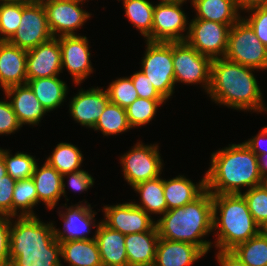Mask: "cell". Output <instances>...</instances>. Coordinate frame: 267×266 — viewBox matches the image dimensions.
Here are the masks:
<instances>
[{
  "label": "cell",
  "instance_id": "25",
  "mask_svg": "<svg viewBox=\"0 0 267 266\" xmlns=\"http://www.w3.org/2000/svg\"><path fill=\"white\" fill-rule=\"evenodd\" d=\"M163 188L168 211L197 199L206 190L205 176L195 184L180 174L172 179H163Z\"/></svg>",
  "mask_w": 267,
  "mask_h": 266
},
{
  "label": "cell",
  "instance_id": "42",
  "mask_svg": "<svg viewBox=\"0 0 267 266\" xmlns=\"http://www.w3.org/2000/svg\"><path fill=\"white\" fill-rule=\"evenodd\" d=\"M21 127L22 125L7 98L0 100V135H11Z\"/></svg>",
  "mask_w": 267,
  "mask_h": 266
},
{
  "label": "cell",
  "instance_id": "13",
  "mask_svg": "<svg viewBox=\"0 0 267 266\" xmlns=\"http://www.w3.org/2000/svg\"><path fill=\"white\" fill-rule=\"evenodd\" d=\"M87 0H60L44 4L47 22L53 37L77 35V29L91 17V13L82 8Z\"/></svg>",
  "mask_w": 267,
  "mask_h": 266
},
{
  "label": "cell",
  "instance_id": "5",
  "mask_svg": "<svg viewBox=\"0 0 267 266\" xmlns=\"http://www.w3.org/2000/svg\"><path fill=\"white\" fill-rule=\"evenodd\" d=\"M212 200L216 250L231 251L262 230L242 194H212Z\"/></svg>",
  "mask_w": 267,
  "mask_h": 266
},
{
  "label": "cell",
  "instance_id": "49",
  "mask_svg": "<svg viewBox=\"0 0 267 266\" xmlns=\"http://www.w3.org/2000/svg\"><path fill=\"white\" fill-rule=\"evenodd\" d=\"M235 2L241 13L254 7L267 6V0H235Z\"/></svg>",
  "mask_w": 267,
  "mask_h": 266
},
{
  "label": "cell",
  "instance_id": "52",
  "mask_svg": "<svg viewBox=\"0 0 267 266\" xmlns=\"http://www.w3.org/2000/svg\"><path fill=\"white\" fill-rule=\"evenodd\" d=\"M0 1H13V2H24V3L33 2V0H0Z\"/></svg>",
  "mask_w": 267,
  "mask_h": 266
},
{
  "label": "cell",
  "instance_id": "54",
  "mask_svg": "<svg viewBox=\"0 0 267 266\" xmlns=\"http://www.w3.org/2000/svg\"><path fill=\"white\" fill-rule=\"evenodd\" d=\"M262 184L265 186V188L267 189V177L263 179Z\"/></svg>",
  "mask_w": 267,
  "mask_h": 266
},
{
  "label": "cell",
  "instance_id": "1",
  "mask_svg": "<svg viewBox=\"0 0 267 266\" xmlns=\"http://www.w3.org/2000/svg\"><path fill=\"white\" fill-rule=\"evenodd\" d=\"M254 68L222 57L211 62L209 97L217 105L239 111L267 112Z\"/></svg>",
  "mask_w": 267,
  "mask_h": 266
},
{
  "label": "cell",
  "instance_id": "10",
  "mask_svg": "<svg viewBox=\"0 0 267 266\" xmlns=\"http://www.w3.org/2000/svg\"><path fill=\"white\" fill-rule=\"evenodd\" d=\"M231 26L210 20L191 19L186 42L211 60L224 57Z\"/></svg>",
  "mask_w": 267,
  "mask_h": 266
},
{
  "label": "cell",
  "instance_id": "35",
  "mask_svg": "<svg viewBox=\"0 0 267 266\" xmlns=\"http://www.w3.org/2000/svg\"><path fill=\"white\" fill-rule=\"evenodd\" d=\"M166 101V99L138 97L125 109L130 127L133 129L150 123L155 118L159 106L161 107Z\"/></svg>",
  "mask_w": 267,
  "mask_h": 266
},
{
  "label": "cell",
  "instance_id": "9",
  "mask_svg": "<svg viewBox=\"0 0 267 266\" xmlns=\"http://www.w3.org/2000/svg\"><path fill=\"white\" fill-rule=\"evenodd\" d=\"M158 144H143L140 140L119 160L127 183L135 185L160 176L163 171V160Z\"/></svg>",
  "mask_w": 267,
  "mask_h": 266
},
{
  "label": "cell",
  "instance_id": "56",
  "mask_svg": "<svg viewBox=\"0 0 267 266\" xmlns=\"http://www.w3.org/2000/svg\"><path fill=\"white\" fill-rule=\"evenodd\" d=\"M137 266H155L154 264H148V265H137Z\"/></svg>",
  "mask_w": 267,
  "mask_h": 266
},
{
  "label": "cell",
  "instance_id": "53",
  "mask_svg": "<svg viewBox=\"0 0 267 266\" xmlns=\"http://www.w3.org/2000/svg\"><path fill=\"white\" fill-rule=\"evenodd\" d=\"M178 0H159V3H172Z\"/></svg>",
  "mask_w": 267,
  "mask_h": 266
},
{
  "label": "cell",
  "instance_id": "14",
  "mask_svg": "<svg viewBox=\"0 0 267 266\" xmlns=\"http://www.w3.org/2000/svg\"><path fill=\"white\" fill-rule=\"evenodd\" d=\"M61 48L62 71L69 72L73 83L77 86L93 74L90 60L89 40L83 35H64L58 37ZM83 81V82H82Z\"/></svg>",
  "mask_w": 267,
  "mask_h": 266
},
{
  "label": "cell",
  "instance_id": "46",
  "mask_svg": "<svg viewBox=\"0 0 267 266\" xmlns=\"http://www.w3.org/2000/svg\"><path fill=\"white\" fill-rule=\"evenodd\" d=\"M216 260L220 266H246L233 252L218 250Z\"/></svg>",
  "mask_w": 267,
  "mask_h": 266
},
{
  "label": "cell",
  "instance_id": "50",
  "mask_svg": "<svg viewBox=\"0 0 267 266\" xmlns=\"http://www.w3.org/2000/svg\"><path fill=\"white\" fill-rule=\"evenodd\" d=\"M7 174V169L3 160V155L0 153V180Z\"/></svg>",
  "mask_w": 267,
  "mask_h": 266
},
{
  "label": "cell",
  "instance_id": "28",
  "mask_svg": "<svg viewBox=\"0 0 267 266\" xmlns=\"http://www.w3.org/2000/svg\"><path fill=\"white\" fill-rule=\"evenodd\" d=\"M60 247L61 259L69 266H103L95 239L64 241Z\"/></svg>",
  "mask_w": 267,
  "mask_h": 266
},
{
  "label": "cell",
  "instance_id": "48",
  "mask_svg": "<svg viewBox=\"0 0 267 266\" xmlns=\"http://www.w3.org/2000/svg\"><path fill=\"white\" fill-rule=\"evenodd\" d=\"M258 158L259 172L262 178L267 177V149H251Z\"/></svg>",
  "mask_w": 267,
  "mask_h": 266
},
{
  "label": "cell",
  "instance_id": "36",
  "mask_svg": "<svg viewBox=\"0 0 267 266\" xmlns=\"http://www.w3.org/2000/svg\"><path fill=\"white\" fill-rule=\"evenodd\" d=\"M0 153L3 155V160L5 167L7 169V174H9L15 180H22L31 178L35 165L37 163L36 156L24 152H17L10 154V150L2 149L0 147Z\"/></svg>",
  "mask_w": 267,
  "mask_h": 266
},
{
  "label": "cell",
  "instance_id": "11",
  "mask_svg": "<svg viewBox=\"0 0 267 266\" xmlns=\"http://www.w3.org/2000/svg\"><path fill=\"white\" fill-rule=\"evenodd\" d=\"M187 0L157 3L154 6L152 42L185 41L189 32L187 14L181 8ZM186 31V32H185ZM185 32V34H184Z\"/></svg>",
  "mask_w": 267,
  "mask_h": 266
},
{
  "label": "cell",
  "instance_id": "44",
  "mask_svg": "<svg viewBox=\"0 0 267 266\" xmlns=\"http://www.w3.org/2000/svg\"><path fill=\"white\" fill-rule=\"evenodd\" d=\"M16 180L6 174L0 180V214L12 217V197Z\"/></svg>",
  "mask_w": 267,
  "mask_h": 266
},
{
  "label": "cell",
  "instance_id": "15",
  "mask_svg": "<svg viewBox=\"0 0 267 266\" xmlns=\"http://www.w3.org/2000/svg\"><path fill=\"white\" fill-rule=\"evenodd\" d=\"M64 205L63 207H65L66 211H58V215L63 221V230H59L54 226V234L57 241L61 243L70 240L95 239L96 234L93 237H89V234H91L92 228H98L100 222L97 223L94 219L97 212L92 210L91 204H87L86 201L83 204L80 201V203L78 202L69 207L66 203Z\"/></svg>",
  "mask_w": 267,
  "mask_h": 266
},
{
  "label": "cell",
  "instance_id": "57",
  "mask_svg": "<svg viewBox=\"0 0 267 266\" xmlns=\"http://www.w3.org/2000/svg\"><path fill=\"white\" fill-rule=\"evenodd\" d=\"M263 230L267 233V225L263 228Z\"/></svg>",
  "mask_w": 267,
  "mask_h": 266
},
{
  "label": "cell",
  "instance_id": "31",
  "mask_svg": "<svg viewBox=\"0 0 267 266\" xmlns=\"http://www.w3.org/2000/svg\"><path fill=\"white\" fill-rule=\"evenodd\" d=\"M246 266H267V233L257 235L231 250Z\"/></svg>",
  "mask_w": 267,
  "mask_h": 266
},
{
  "label": "cell",
  "instance_id": "39",
  "mask_svg": "<svg viewBox=\"0 0 267 266\" xmlns=\"http://www.w3.org/2000/svg\"><path fill=\"white\" fill-rule=\"evenodd\" d=\"M105 90L107 91L110 102L124 109L138 98L137 91L130 76L113 80Z\"/></svg>",
  "mask_w": 267,
  "mask_h": 266
},
{
  "label": "cell",
  "instance_id": "26",
  "mask_svg": "<svg viewBox=\"0 0 267 266\" xmlns=\"http://www.w3.org/2000/svg\"><path fill=\"white\" fill-rule=\"evenodd\" d=\"M194 19L210 20L233 26L242 16L235 0H190Z\"/></svg>",
  "mask_w": 267,
  "mask_h": 266
},
{
  "label": "cell",
  "instance_id": "47",
  "mask_svg": "<svg viewBox=\"0 0 267 266\" xmlns=\"http://www.w3.org/2000/svg\"><path fill=\"white\" fill-rule=\"evenodd\" d=\"M267 140V126L263 127L256 136L244 141L250 149H267L263 142ZM266 143V142H265Z\"/></svg>",
  "mask_w": 267,
  "mask_h": 266
},
{
  "label": "cell",
  "instance_id": "4",
  "mask_svg": "<svg viewBox=\"0 0 267 266\" xmlns=\"http://www.w3.org/2000/svg\"><path fill=\"white\" fill-rule=\"evenodd\" d=\"M155 225L159 238L191 243L207 254L213 247L203 239L213 232L212 194L205 190L193 202L166 211Z\"/></svg>",
  "mask_w": 267,
  "mask_h": 266
},
{
  "label": "cell",
  "instance_id": "34",
  "mask_svg": "<svg viewBox=\"0 0 267 266\" xmlns=\"http://www.w3.org/2000/svg\"><path fill=\"white\" fill-rule=\"evenodd\" d=\"M131 129L126 110L110 101L93 128L94 131L99 130L103 136L119 135Z\"/></svg>",
  "mask_w": 267,
  "mask_h": 266
},
{
  "label": "cell",
  "instance_id": "33",
  "mask_svg": "<svg viewBox=\"0 0 267 266\" xmlns=\"http://www.w3.org/2000/svg\"><path fill=\"white\" fill-rule=\"evenodd\" d=\"M83 160V154L76 145L60 142L45 161L50 166L54 167L61 175H64L81 170L80 167Z\"/></svg>",
  "mask_w": 267,
  "mask_h": 266
},
{
  "label": "cell",
  "instance_id": "30",
  "mask_svg": "<svg viewBox=\"0 0 267 266\" xmlns=\"http://www.w3.org/2000/svg\"><path fill=\"white\" fill-rule=\"evenodd\" d=\"M154 6L149 0H123L124 15L140 31L145 41L150 42H152Z\"/></svg>",
  "mask_w": 267,
  "mask_h": 266
},
{
  "label": "cell",
  "instance_id": "41",
  "mask_svg": "<svg viewBox=\"0 0 267 266\" xmlns=\"http://www.w3.org/2000/svg\"><path fill=\"white\" fill-rule=\"evenodd\" d=\"M67 177L68 180V186L72 191L75 192H84L90 189L94 185V179L92 175L88 173V171H84L82 168L81 170L75 171V172H70L62 175V196L65 197V199L68 201L66 197V182L65 178Z\"/></svg>",
  "mask_w": 267,
  "mask_h": 266
},
{
  "label": "cell",
  "instance_id": "23",
  "mask_svg": "<svg viewBox=\"0 0 267 266\" xmlns=\"http://www.w3.org/2000/svg\"><path fill=\"white\" fill-rule=\"evenodd\" d=\"M31 178L36 186L38 203L42 201L49 210L55 209L62 196V175L45 161L42 167L36 163Z\"/></svg>",
  "mask_w": 267,
  "mask_h": 266
},
{
  "label": "cell",
  "instance_id": "16",
  "mask_svg": "<svg viewBox=\"0 0 267 266\" xmlns=\"http://www.w3.org/2000/svg\"><path fill=\"white\" fill-rule=\"evenodd\" d=\"M104 210V211H103ZM102 222L111 229L124 235L150 231L155 226V220L133 202L106 205L103 207Z\"/></svg>",
  "mask_w": 267,
  "mask_h": 266
},
{
  "label": "cell",
  "instance_id": "21",
  "mask_svg": "<svg viewBox=\"0 0 267 266\" xmlns=\"http://www.w3.org/2000/svg\"><path fill=\"white\" fill-rule=\"evenodd\" d=\"M206 254L196 245L159 238L155 266H191Z\"/></svg>",
  "mask_w": 267,
  "mask_h": 266
},
{
  "label": "cell",
  "instance_id": "24",
  "mask_svg": "<svg viewBox=\"0 0 267 266\" xmlns=\"http://www.w3.org/2000/svg\"><path fill=\"white\" fill-rule=\"evenodd\" d=\"M158 240L156 225L150 231L125 235L128 266L154 264Z\"/></svg>",
  "mask_w": 267,
  "mask_h": 266
},
{
  "label": "cell",
  "instance_id": "51",
  "mask_svg": "<svg viewBox=\"0 0 267 266\" xmlns=\"http://www.w3.org/2000/svg\"><path fill=\"white\" fill-rule=\"evenodd\" d=\"M52 1H60V0H33V2L39 3V4H46L48 2H52Z\"/></svg>",
  "mask_w": 267,
  "mask_h": 266
},
{
  "label": "cell",
  "instance_id": "40",
  "mask_svg": "<svg viewBox=\"0 0 267 266\" xmlns=\"http://www.w3.org/2000/svg\"><path fill=\"white\" fill-rule=\"evenodd\" d=\"M249 16L242 18L254 30L261 43L267 47V6H258L245 11Z\"/></svg>",
  "mask_w": 267,
  "mask_h": 266
},
{
  "label": "cell",
  "instance_id": "8",
  "mask_svg": "<svg viewBox=\"0 0 267 266\" xmlns=\"http://www.w3.org/2000/svg\"><path fill=\"white\" fill-rule=\"evenodd\" d=\"M172 59L174 66L175 85H200L208 93L212 60L200 54L186 41L172 42Z\"/></svg>",
  "mask_w": 267,
  "mask_h": 266
},
{
  "label": "cell",
  "instance_id": "12",
  "mask_svg": "<svg viewBox=\"0 0 267 266\" xmlns=\"http://www.w3.org/2000/svg\"><path fill=\"white\" fill-rule=\"evenodd\" d=\"M52 37L44 6L36 2H23L19 28L8 42L28 51Z\"/></svg>",
  "mask_w": 267,
  "mask_h": 266
},
{
  "label": "cell",
  "instance_id": "19",
  "mask_svg": "<svg viewBox=\"0 0 267 266\" xmlns=\"http://www.w3.org/2000/svg\"><path fill=\"white\" fill-rule=\"evenodd\" d=\"M26 59V50L8 41H0V87L3 91L26 84Z\"/></svg>",
  "mask_w": 267,
  "mask_h": 266
},
{
  "label": "cell",
  "instance_id": "32",
  "mask_svg": "<svg viewBox=\"0 0 267 266\" xmlns=\"http://www.w3.org/2000/svg\"><path fill=\"white\" fill-rule=\"evenodd\" d=\"M37 205L38 195L33 179L16 180L12 197V217L37 216L33 211Z\"/></svg>",
  "mask_w": 267,
  "mask_h": 266
},
{
  "label": "cell",
  "instance_id": "27",
  "mask_svg": "<svg viewBox=\"0 0 267 266\" xmlns=\"http://www.w3.org/2000/svg\"><path fill=\"white\" fill-rule=\"evenodd\" d=\"M26 84L47 112L63 105L69 89L66 82L61 80L59 76L27 79Z\"/></svg>",
  "mask_w": 267,
  "mask_h": 266
},
{
  "label": "cell",
  "instance_id": "38",
  "mask_svg": "<svg viewBox=\"0 0 267 266\" xmlns=\"http://www.w3.org/2000/svg\"><path fill=\"white\" fill-rule=\"evenodd\" d=\"M241 194L255 222L263 229L267 225V189L261 184Z\"/></svg>",
  "mask_w": 267,
  "mask_h": 266
},
{
  "label": "cell",
  "instance_id": "2",
  "mask_svg": "<svg viewBox=\"0 0 267 266\" xmlns=\"http://www.w3.org/2000/svg\"><path fill=\"white\" fill-rule=\"evenodd\" d=\"M16 218L11 217L10 262L15 266H63L54 223L42 222L37 216Z\"/></svg>",
  "mask_w": 267,
  "mask_h": 266
},
{
  "label": "cell",
  "instance_id": "6",
  "mask_svg": "<svg viewBox=\"0 0 267 266\" xmlns=\"http://www.w3.org/2000/svg\"><path fill=\"white\" fill-rule=\"evenodd\" d=\"M224 58L257 71L267 70V47L242 17L231 26Z\"/></svg>",
  "mask_w": 267,
  "mask_h": 266
},
{
  "label": "cell",
  "instance_id": "29",
  "mask_svg": "<svg viewBox=\"0 0 267 266\" xmlns=\"http://www.w3.org/2000/svg\"><path fill=\"white\" fill-rule=\"evenodd\" d=\"M140 195V203L133 202L138 208L143 209L150 217L153 214L163 215L167 211L164 196L163 179L161 175L155 179L147 180L132 187Z\"/></svg>",
  "mask_w": 267,
  "mask_h": 266
},
{
  "label": "cell",
  "instance_id": "18",
  "mask_svg": "<svg viewBox=\"0 0 267 266\" xmlns=\"http://www.w3.org/2000/svg\"><path fill=\"white\" fill-rule=\"evenodd\" d=\"M109 101L105 89L92 87L89 90H83L80 88L69 101L70 116L81 126L93 129Z\"/></svg>",
  "mask_w": 267,
  "mask_h": 266
},
{
  "label": "cell",
  "instance_id": "17",
  "mask_svg": "<svg viewBox=\"0 0 267 266\" xmlns=\"http://www.w3.org/2000/svg\"><path fill=\"white\" fill-rule=\"evenodd\" d=\"M27 79L59 76L62 71L61 48L58 37L27 51Z\"/></svg>",
  "mask_w": 267,
  "mask_h": 266
},
{
  "label": "cell",
  "instance_id": "45",
  "mask_svg": "<svg viewBox=\"0 0 267 266\" xmlns=\"http://www.w3.org/2000/svg\"><path fill=\"white\" fill-rule=\"evenodd\" d=\"M11 216L0 214V265L10 262L9 238Z\"/></svg>",
  "mask_w": 267,
  "mask_h": 266
},
{
  "label": "cell",
  "instance_id": "55",
  "mask_svg": "<svg viewBox=\"0 0 267 266\" xmlns=\"http://www.w3.org/2000/svg\"><path fill=\"white\" fill-rule=\"evenodd\" d=\"M0 266H15L12 262L6 263V264H2Z\"/></svg>",
  "mask_w": 267,
  "mask_h": 266
},
{
  "label": "cell",
  "instance_id": "43",
  "mask_svg": "<svg viewBox=\"0 0 267 266\" xmlns=\"http://www.w3.org/2000/svg\"><path fill=\"white\" fill-rule=\"evenodd\" d=\"M138 97L144 99H165L148 80V77L141 71L130 75Z\"/></svg>",
  "mask_w": 267,
  "mask_h": 266
},
{
  "label": "cell",
  "instance_id": "37",
  "mask_svg": "<svg viewBox=\"0 0 267 266\" xmlns=\"http://www.w3.org/2000/svg\"><path fill=\"white\" fill-rule=\"evenodd\" d=\"M23 2L0 1V41H9L21 22Z\"/></svg>",
  "mask_w": 267,
  "mask_h": 266
},
{
  "label": "cell",
  "instance_id": "3",
  "mask_svg": "<svg viewBox=\"0 0 267 266\" xmlns=\"http://www.w3.org/2000/svg\"><path fill=\"white\" fill-rule=\"evenodd\" d=\"M210 160L205 184L211 194H241L262 184L257 155L244 142L213 152Z\"/></svg>",
  "mask_w": 267,
  "mask_h": 266
},
{
  "label": "cell",
  "instance_id": "20",
  "mask_svg": "<svg viewBox=\"0 0 267 266\" xmlns=\"http://www.w3.org/2000/svg\"><path fill=\"white\" fill-rule=\"evenodd\" d=\"M3 92L22 127L38 125L43 116L48 113L27 84L13 86Z\"/></svg>",
  "mask_w": 267,
  "mask_h": 266
},
{
  "label": "cell",
  "instance_id": "7",
  "mask_svg": "<svg viewBox=\"0 0 267 266\" xmlns=\"http://www.w3.org/2000/svg\"><path fill=\"white\" fill-rule=\"evenodd\" d=\"M144 55L141 71L166 100L170 99L175 90L172 42L146 41Z\"/></svg>",
  "mask_w": 267,
  "mask_h": 266
},
{
  "label": "cell",
  "instance_id": "22",
  "mask_svg": "<svg viewBox=\"0 0 267 266\" xmlns=\"http://www.w3.org/2000/svg\"><path fill=\"white\" fill-rule=\"evenodd\" d=\"M95 234L103 266H128L124 234L111 229L102 221Z\"/></svg>",
  "mask_w": 267,
  "mask_h": 266
}]
</instances>
